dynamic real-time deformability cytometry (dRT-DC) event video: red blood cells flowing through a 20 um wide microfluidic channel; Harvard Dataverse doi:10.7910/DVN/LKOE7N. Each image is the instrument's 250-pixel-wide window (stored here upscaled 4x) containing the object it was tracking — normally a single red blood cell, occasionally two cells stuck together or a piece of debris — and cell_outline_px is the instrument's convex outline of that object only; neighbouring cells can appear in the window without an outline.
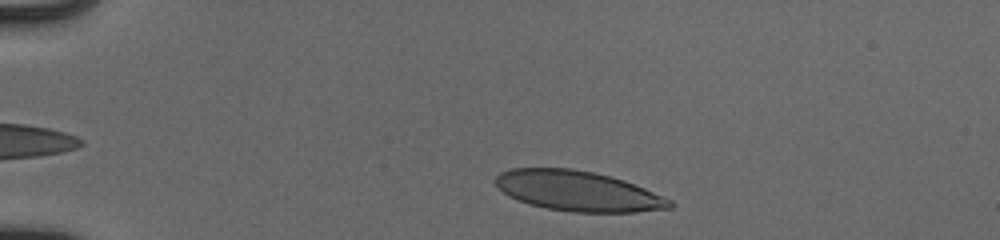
{"species": "human", "species_latin": "Homo sapiens", "temperature_condition": "cold", "stored_images_in_passage": 40, "camera_frame_rate_fps": 3000, "um_per_image_px": 0.085, "donor": {"sex": "male"}, "frame": {"image": 1, "passage_image": 3, "time_ms": 0.667, "image_size_px": [1000, 240], "cell_outline_px": [[672, 208], [636, 212], [572, 212], [544, 208], [508, 196], [496, 184], [496, 176], [500, 172], [512, 168], [572, 168], [592, 172], [624, 180], [664, 196], [672, 200]], "centroid_in_image_um": [49.14, 16.24], "position_along_channel_um": 35.9, "area_um2": 40.52}}
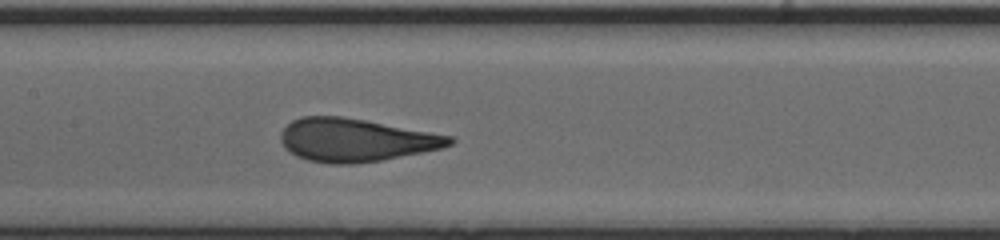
{"frame": {"image": 2, "passage_image": 19, "time_ms": 6.0, "image_size_px": [1000, 240], "cell_outline_px": [[456, 140], [452, 144], [440, 148], [380, 160], [352, 164], [328, 164], [308, 160], [296, 156], [284, 148], [280, 140], [280, 132], [292, 120], [300, 116], [340, 116], [364, 120], [452, 136]], "centroid_in_image_um": [30.16, 11.9], "position_along_channel_um": 177.2, "area_um2": 42.08}}
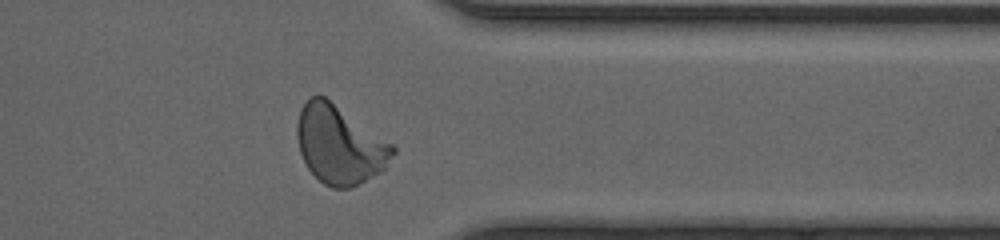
{"frame": {"image": 3, "passage_image": 35, "time_ms": 11.333, "image_size_px": [1000, 240], "cell_outline_px": [[396, 152], [384, 168], [380, 172], [348, 188], [332, 188], [324, 184], [308, 168], [300, 152], [296, 136], [296, 124], [300, 108], [312, 96], [324, 96], [392, 144], [396, 148]], "centroid_in_image_um": [28.84, 12.3], "position_along_channel_um": 382.6, "area_um2": 42.95}, "authors_computed_cell_mechanics": {"area_um2": 41.9917, "velocity_mm_per_s": 3.9141, "shape_relaxation_time_tau1_ms": 4.1522, "shape_relaxation_time_tau2_ms": null, "deformation_change_tau1": 0.1741, "deformation_change_tau2": null}}